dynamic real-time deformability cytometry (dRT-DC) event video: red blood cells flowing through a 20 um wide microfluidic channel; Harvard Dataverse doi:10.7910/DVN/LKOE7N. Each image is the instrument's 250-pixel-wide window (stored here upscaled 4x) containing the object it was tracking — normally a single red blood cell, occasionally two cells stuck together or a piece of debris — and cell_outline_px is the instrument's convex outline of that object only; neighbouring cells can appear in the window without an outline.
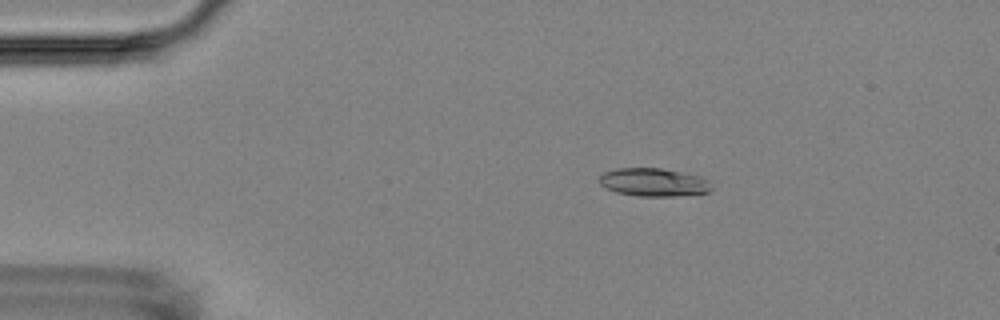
{"species": "Egyptian fruit bat (a non-hibernating species)", "species_latin": "Rousettus aegyptiacus", "temperature_condition": "room temperature", "stored_images_in_passage": 5, "camera_frame_rate_fps": 3000, "um_per_image_px": 0.085, "animal": {"sex": "female"}, "frame": {"image": 1, "passage_image": 4, "time_ms": 3.333, "image_size_px": [1000, 320], "cell_outline_px": [[712, 188], [708, 192], [676, 196], [636, 196], [616, 192], [604, 188], [600, 184], [600, 176], [604, 172], [616, 168], [660, 168], [700, 176], [708, 180]], "centroid_in_image_um": [55.53, 15.49], "position_along_channel_um": 29.5, "area_um2": 18.38}}